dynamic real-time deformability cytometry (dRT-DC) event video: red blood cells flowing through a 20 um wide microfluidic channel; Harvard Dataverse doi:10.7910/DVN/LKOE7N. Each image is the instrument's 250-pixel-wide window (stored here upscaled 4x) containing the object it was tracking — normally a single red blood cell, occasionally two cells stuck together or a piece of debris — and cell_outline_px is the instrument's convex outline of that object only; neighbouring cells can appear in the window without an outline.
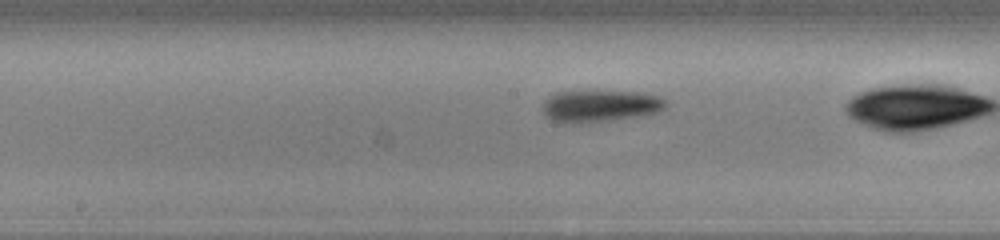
{"species": "common noctule bat (a hibernating species)", "species_latin": "Nyctalus noctula", "temperature_condition": "cold", "stored_images_in_passage": 25, "camera_frame_rate_fps": 3000, "um_per_image_px": 0.085, "animal": {"sex": "male", "body_mass_g": 13.0, "forearm_length_mm": 53.1}, "frame": {"image": 1, "passage_image": 11, "time_ms": 3.333, "image_size_px": [1000, 240], "cell_outline_px": [[664, 108], [656, 112], [636, 116], [612, 120], [580, 124], [560, 124], [544, 116], [544, 100], [556, 92], [636, 92], [660, 96], [664, 100]], "centroid_in_image_um": [50.93, 9.04], "position_along_channel_um": 197.3, "area_um2": 22.66}}